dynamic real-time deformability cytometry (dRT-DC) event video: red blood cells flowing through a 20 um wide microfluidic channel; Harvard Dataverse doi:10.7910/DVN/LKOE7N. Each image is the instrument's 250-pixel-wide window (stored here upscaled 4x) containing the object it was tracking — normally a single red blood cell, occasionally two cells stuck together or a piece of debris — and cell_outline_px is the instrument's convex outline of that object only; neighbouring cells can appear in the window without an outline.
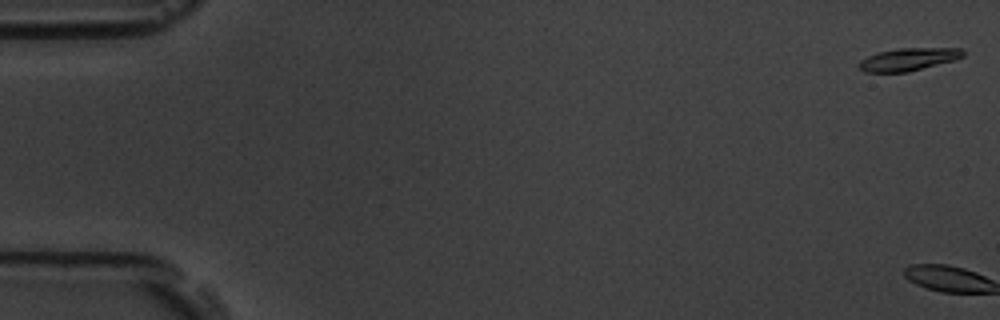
{"species": "common noctule bat (a hibernating species)", "species_latin": "Nyctalus noctula", "temperature_condition": "room temperature", "stored_images_in_passage": 3, "camera_frame_rate_fps": 3000, "um_per_image_px": 0.085, "animal": {"sex": "male", "body_mass_g": 19.5, "forearm_length_mm": 54.6}, "frame": {"image": 1, "passage_image": 1, "time_ms": 0.0, "image_size_px": [1000, 320], "cell_outline_px": [[964, 56], [956, 60], [908, 72], [864, 72], [856, 64], [860, 60], [868, 56], [880, 52], [896, 48], [964, 48]], "centroid_in_image_um": [77.24, 5.04], "position_along_channel_um": 7.8, "area_um2": 13.87}}